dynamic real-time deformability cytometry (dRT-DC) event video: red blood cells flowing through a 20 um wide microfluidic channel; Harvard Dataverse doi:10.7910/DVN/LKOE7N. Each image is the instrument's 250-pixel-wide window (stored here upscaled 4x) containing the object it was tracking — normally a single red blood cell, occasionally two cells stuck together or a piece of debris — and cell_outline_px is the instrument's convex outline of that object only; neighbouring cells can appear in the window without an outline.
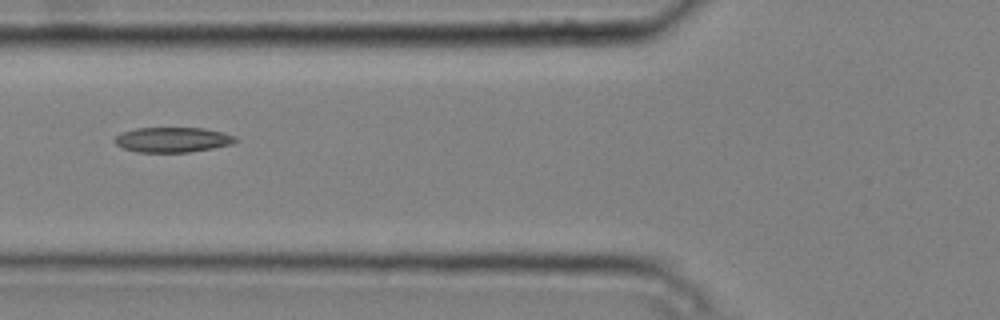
{"species": "common noctule bat (a hibernating species)", "species_latin": "Nyctalus noctula", "temperature_condition": "cold", "stored_images_in_passage": 8, "camera_frame_rate_fps": 3000, "um_per_image_px": 0.085, "animal": {"sex": "male", "body_mass_g": 20.4}, "frame": {"image": 1, "passage_image": 5, "time_ms": 1.333, "image_size_px": [1000, 320], "cell_outline_px": [[240, 140], [232, 144], [212, 148], [188, 152], [136, 152], [124, 148], [116, 144], [112, 140], [120, 132], [136, 128], [204, 128], [236, 136]], "centroid_in_image_um": [14.66, 11.87], "position_along_channel_um": 111.1, "area_um2": 17.69}}
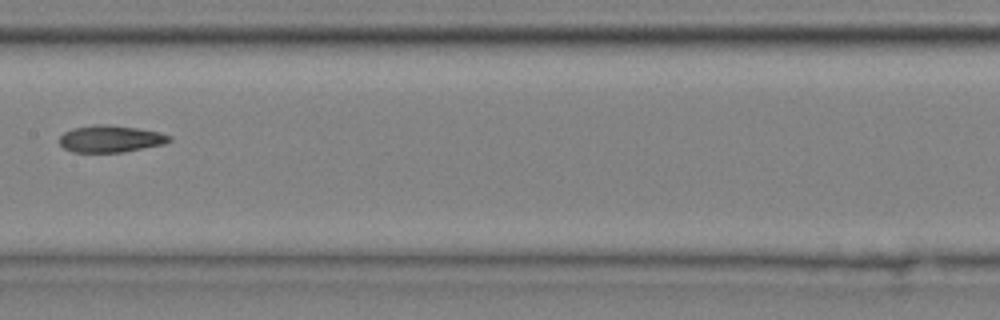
{"frame": {"image": 2, "passage_image": 7, "time_ms": 2.0, "image_size_px": [1000, 320], "cell_outline_px": [[172, 140], [164, 144], [124, 152], [72, 152], [64, 148], [60, 144], [60, 136], [64, 132], [72, 128], [100, 124], [104, 124], [136, 128], [160, 132], [172, 136]], "centroid_in_image_um": [9.41, 11.8], "position_along_channel_um": 198.0, "area_um2": 17.22}}
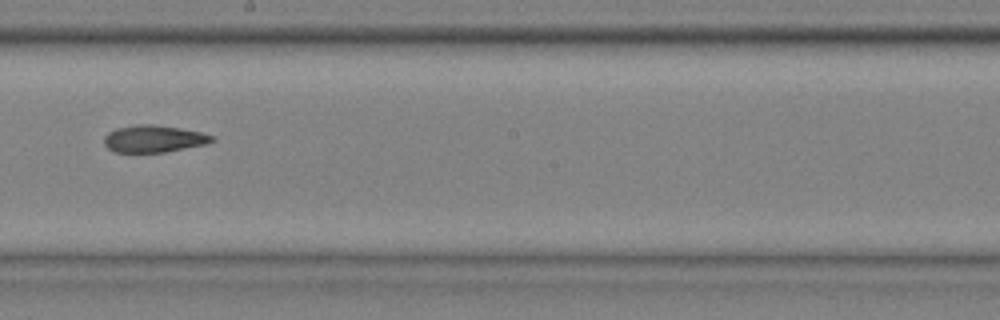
{"frame": {"image": 3, "passage_image": 8, "time_ms": 2.333, "image_size_px": [1000, 320], "cell_outline_px": [[216, 140], [204, 144], [164, 152], [116, 152], [108, 148], [104, 144], [104, 136], [108, 132], [116, 128], [136, 124], [156, 124], [180, 128], [200, 132], [216, 136]], "centroid_in_image_um": [13.06, 11.78], "position_along_channel_um": 235.1, "area_um2": 17.05}}